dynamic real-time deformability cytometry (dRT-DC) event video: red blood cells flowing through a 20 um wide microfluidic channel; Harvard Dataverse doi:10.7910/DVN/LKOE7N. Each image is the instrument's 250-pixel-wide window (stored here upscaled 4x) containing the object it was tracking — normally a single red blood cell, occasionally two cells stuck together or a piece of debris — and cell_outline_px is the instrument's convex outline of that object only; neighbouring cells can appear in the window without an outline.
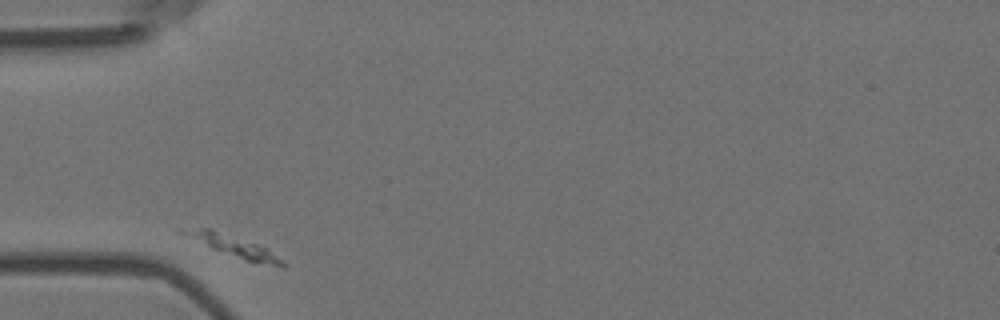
{"species": "Egyptian fruit bat (a non-hibernating species)", "species_latin": "Rousettus aegyptiacus", "temperature_condition": "room temperature", "stored_images_in_passage": 33, "camera_frame_rate_fps": 3000, "um_per_image_px": 0.085, "animal": {"sex": "female"}, "frame": {"image": 1, "passage_image": 1, "time_ms": 0.0, "image_size_px": [1000, 320], "cell_outline_px": [[288, 264], [284, 268], [244, 260], [212, 248], [196, 232], [200, 228], [208, 228], [256, 244], [264, 248]], "centroid_in_image_um": [20.37, 21.08], "position_along_channel_um": 64.6, "area_um2": 10.17}}
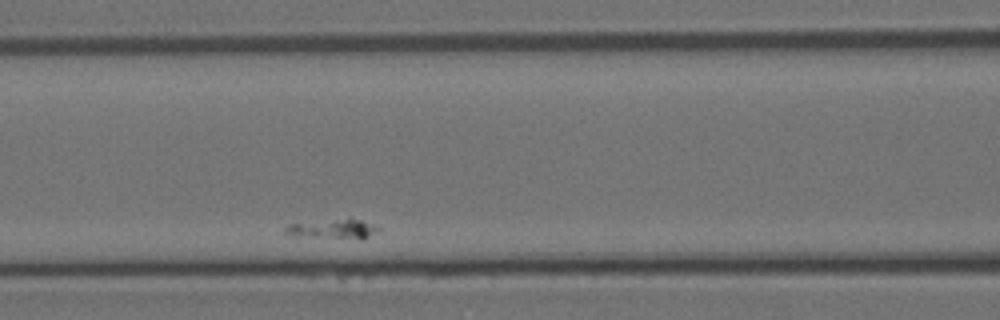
{"frame": {"image": 2, "passage_image": 9, "time_ms": 2.667, "image_size_px": [1000, 320], "cell_outline_px": [[380, 228], [364, 240], [360, 240], [292, 236], [284, 232], [284, 228], [288, 224], [348, 220], [360, 220], [372, 224]], "centroid_in_image_um": [28.3, 19.53], "position_along_channel_um": 138.3, "area_um2": 10.29}}